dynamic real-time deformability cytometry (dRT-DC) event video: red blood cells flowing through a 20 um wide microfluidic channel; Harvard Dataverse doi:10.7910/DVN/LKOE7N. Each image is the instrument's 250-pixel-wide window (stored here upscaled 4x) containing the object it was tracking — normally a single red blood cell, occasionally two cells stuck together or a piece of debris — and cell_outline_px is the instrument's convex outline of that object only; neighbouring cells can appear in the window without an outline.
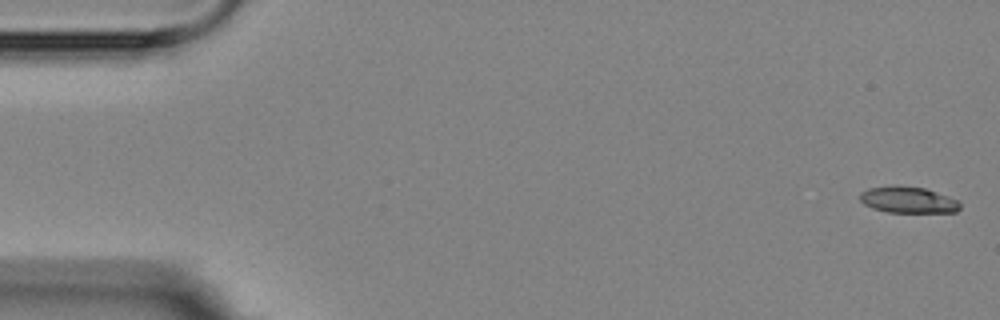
{"species": "Egyptian fruit bat (a non-hibernating species)", "species_latin": "Rousettus aegyptiacus", "temperature_condition": "room temperature", "stored_images_in_passage": 5, "camera_frame_rate_fps": 3000, "um_per_image_px": 0.085, "animal": {"sex": "female"}, "frame": {"image": 1, "passage_image": 1, "time_ms": 0.0, "image_size_px": [1000, 320], "cell_outline_px": [[960, 208], [956, 212], [888, 212], [872, 208], [864, 204], [860, 200], [860, 192], [868, 188], [896, 184], [924, 188], [948, 196], [956, 200], [960, 204]], "centroid_in_image_um": [77.15, 16.97], "position_along_channel_um": 7.9, "area_um2": 15.43}}
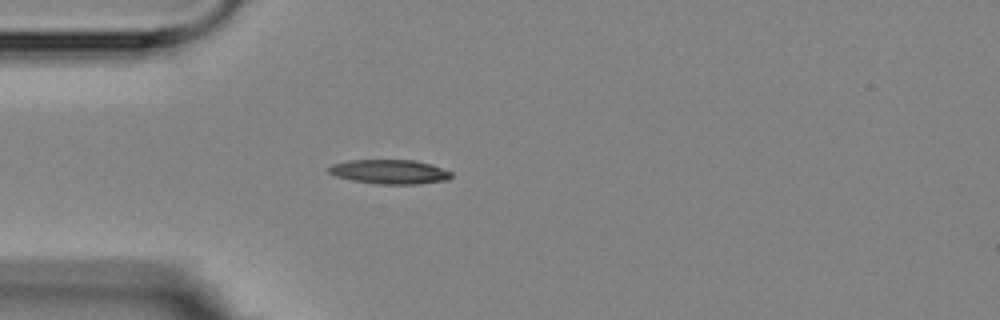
{"frame": {"image": 2, "passage_image": 5, "time_ms": 4.667, "image_size_px": [1000, 320], "cell_outline_px": [[452, 176], [448, 180], [420, 184], [380, 184], [352, 180], [336, 176], [328, 172], [328, 168], [332, 164], [348, 160], [416, 160], [432, 164], [452, 172]], "centroid_in_image_um": [33.15, 14.6], "position_along_channel_um": 51.9, "area_um2": 17.46}}